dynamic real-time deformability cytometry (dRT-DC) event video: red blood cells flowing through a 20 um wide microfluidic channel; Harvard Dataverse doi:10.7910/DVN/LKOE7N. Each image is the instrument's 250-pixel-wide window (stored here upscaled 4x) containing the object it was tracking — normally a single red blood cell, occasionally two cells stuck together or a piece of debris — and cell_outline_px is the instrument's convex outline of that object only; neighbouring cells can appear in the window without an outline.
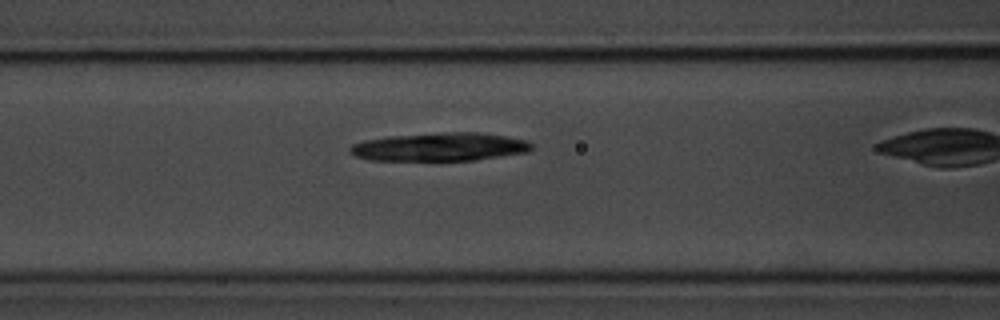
{"species": "common noctule bat (a hibernating species)", "species_latin": "Nyctalus noctula", "temperature_condition": "room temperature", "stored_images_in_passage": 12, "camera_frame_rate_fps": 3000, "um_per_image_px": 0.085, "animal": {"sex": "male", "body_mass_g": 20.1, "forearm_length_mm": 53.5}, "frame": {"image": 1, "passage_image": 4, "time_ms": 1.0, "image_size_px": [1000, 320], "cell_outline_px": [[532, 148], [528, 152], [472, 160], [368, 160], [356, 156], [348, 152], [348, 148], [352, 144], [364, 140], [388, 136], [444, 132], [480, 132], [528, 140], [532, 144]], "centroid_in_image_um": [37.35, 12.48], "position_along_channel_um": 129.2, "area_um2": 30.0}}